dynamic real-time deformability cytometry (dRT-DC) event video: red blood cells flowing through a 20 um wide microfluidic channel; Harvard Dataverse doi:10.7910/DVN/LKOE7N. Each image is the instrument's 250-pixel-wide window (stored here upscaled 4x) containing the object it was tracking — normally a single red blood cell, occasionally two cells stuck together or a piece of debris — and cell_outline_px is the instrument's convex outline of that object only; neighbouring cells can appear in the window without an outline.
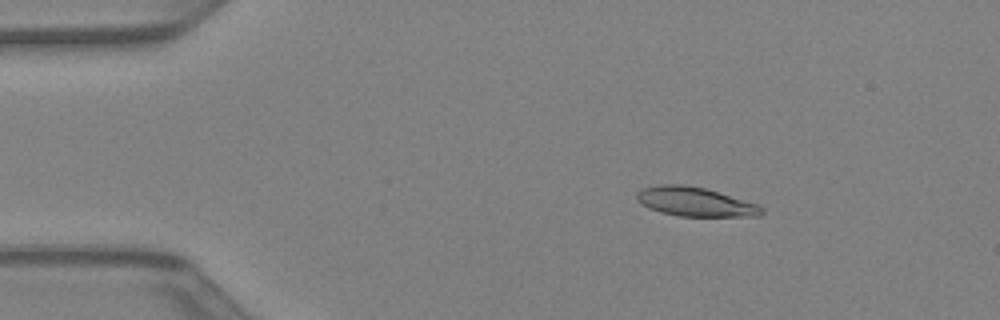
{"species": "Egyptian fruit bat (a non-hibernating species)", "species_latin": "Rousettus aegyptiacus", "temperature_condition": "warm", "stored_images_in_passage": 41, "camera_frame_rate_fps": 3000, "um_per_image_px": 0.085, "animal": {"sex": "female"}, "frame": {"image": 1, "passage_image": 6, "time_ms": 1.667, "image_size_px": [1000, 320], "cell_outline_px": [[764, 212], [760, 216], [680, 216], [660, 212], [636, 200], [636, 192], [644, 188], [660, 184], [680, 184], [704, 188], [756, 204], [764, 208]], "centroid_in_image_um": [59.08, 17.15], "position_along_channel_um": 25.9, "area_um2": 20.81}}
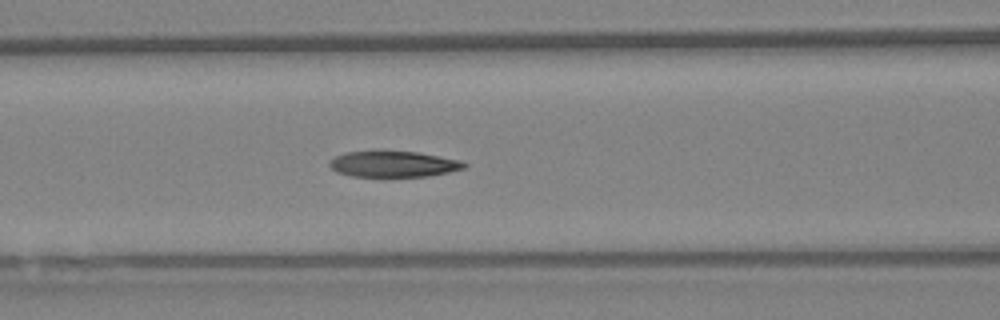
{"frame": {"image": 2, "passage_image": 17, "time_ms": 5.333, "image_size_px": [1000, 320], "cell_outline_px": [[468, 164], [464, 168], [448, 172], [428, 176], [352, 176], [336, 172], [328, 164], [336, 156], [344, 152], [416, 152], [460, 160]], "centroid_in_image_um": [33.45, 13.95], "position_along_channel_um": 133.2, "area_um2": 19.88}}
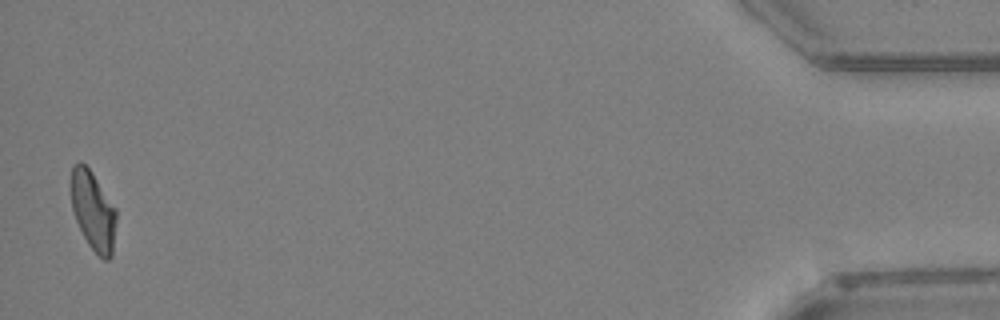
{"frame": {"image": 3, "passage_image": 41, "time_ms": 13.333, "image_size_px": [1000, 320], "cell_outline_px": [[116, 220], [112, 256], [108, 260], [104, 260], [88, 244], [76, 220], [72, 208], [72, 164], [80, 160], [92, 172], [116, 208]], "centroid_in_image_um": [7.93, 17.91], "position_along_channel_um": 427.3, "area_um2": 20.58}}